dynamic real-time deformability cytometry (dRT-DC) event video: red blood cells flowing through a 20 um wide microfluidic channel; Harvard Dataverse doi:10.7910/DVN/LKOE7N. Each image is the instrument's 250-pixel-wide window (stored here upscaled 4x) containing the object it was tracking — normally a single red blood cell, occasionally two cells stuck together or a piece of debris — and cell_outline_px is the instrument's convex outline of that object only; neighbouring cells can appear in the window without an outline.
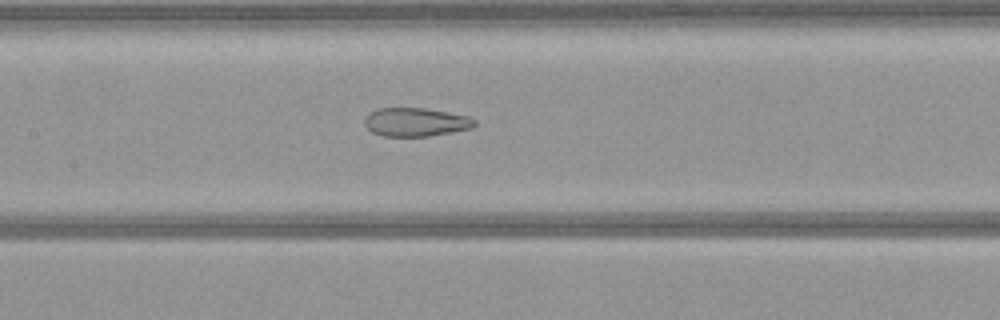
{"species": "common noctule bat (a hibernating species)", "species_latin": "Nyctalus noctula", "temperature_condition": "warm", "stored_images_in_passage": 48, "camera_frame_rate_fps": 3000, "um_per_image_px": 0.085, "animal": {"sex": "female", "body_mass_g": 21.9}, "frame": {"image": 1, "passage_image": 22, "time_ms": 7.0, "image_size_px": [1000, 320], "cell_outline_px": [[476, 124], [472, 128], [452, 132], [428, 136], [384, 136], [372, 132], [364, 124], [364, 116], [368, 112], [376, 108], [424, 108], [448, 112], [468, 116], [476, 120]], "centroid_in_image_um": [35.31, 10.37], "position_along_channel_um": 172.1, "area_um2": 18.44}}
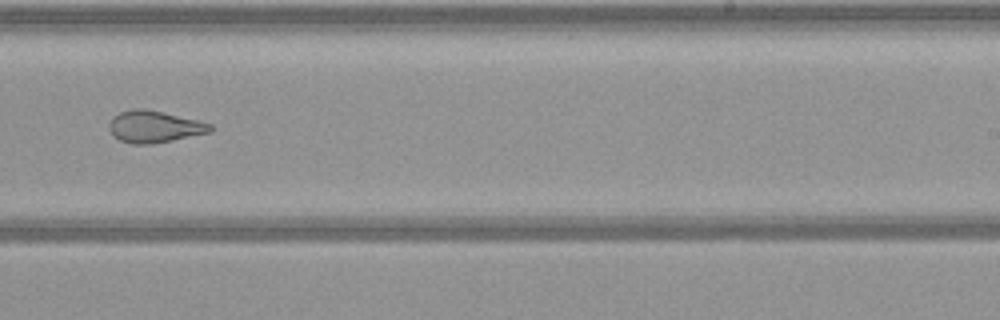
{"frame": {"image": 2, "passage_image": 30, "time_ms": 9.667, "image_size_px": [1000, 320], "cell_outline_px": [[212, 132], [152, 144], [132, 144], [120, 140], [112, 136], [108, 128], [108, 124], [112, 116], [120, 112], [136, 108], [144, 108], [196, 120], [212, 124]], "centroid_in_image_um": [13.07, 10.77], "position_along_channel_um": 275.9, "area_um2": 18.79}}
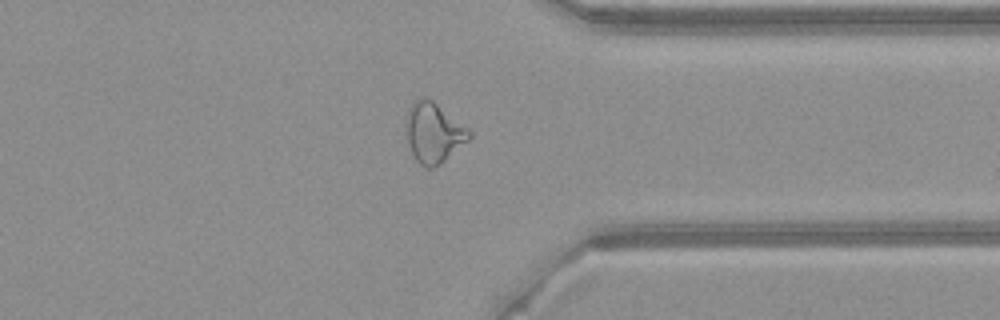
{"frame": {"image": 3, "passage_image": 38, "time_ms": 12.333, "image_size_px": [1000, 320], "cell_outline_px": [[472, 136], [468, 140], [444, 160], [432, 168], [428, 168], [420, 164], [416, 160], [412, 152], [404, 128], [408, 108], [420, 96], [424, 96], [432, 100], [468, 128], [472, 132]], "centroid_in_image_um": [36.83, 11.25], "position_along_channel_um": 374.6, "area_um2": 21.85}}